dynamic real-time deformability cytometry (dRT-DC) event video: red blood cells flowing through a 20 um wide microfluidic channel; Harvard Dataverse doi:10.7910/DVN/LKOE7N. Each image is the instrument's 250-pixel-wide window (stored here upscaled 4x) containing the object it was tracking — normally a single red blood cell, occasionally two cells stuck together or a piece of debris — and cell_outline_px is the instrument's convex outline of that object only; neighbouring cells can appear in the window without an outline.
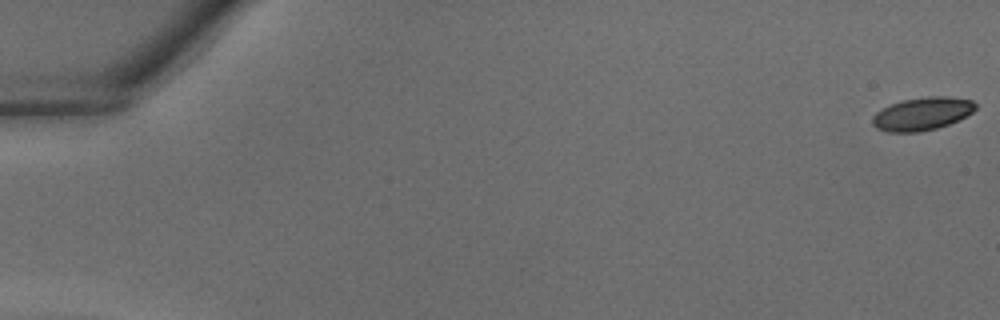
{"species": "common noctule bat (a hibernating species)", "species_latin": "Nyctalus noctula", "temperature_condition": "warm", "stored_images_in_passage": 19, "camera_frame_rate_fps": 3000, "um_per_image_px": 0.085, "animal": {"sex": "male", "body_mass_g": 18.8}, "frame": {"image": 1, "passage_image": 1, "time_ms": 0.0, "image_size_px": [1000, 320], "cell_outline_px": [[976, 108], [972, 112], [948, 124], [936, 128], [920, 132], [888, 132], [876, 128], [872, 124], [872, 116], [876, 112], [900, 100], [928, 96], [948, 96], [972, 100], [976, 104]], "centroid_in_image_um": [78.36, 9.66], "position_along_channel_um": 6.6, "area_um2": 19.71}}
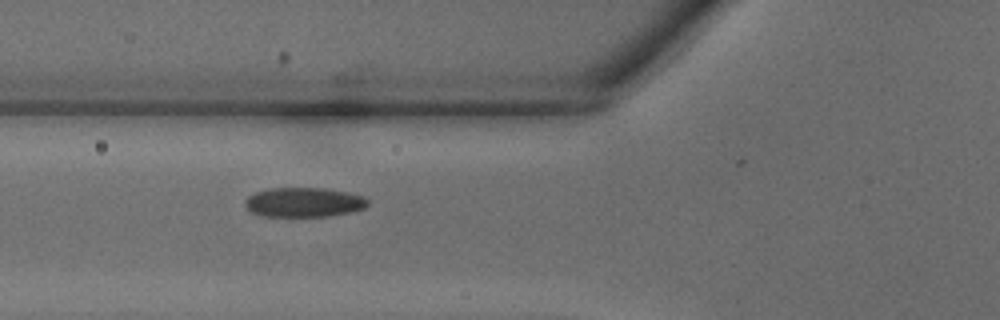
{"frame": {"image": 2, "passage_image": 16, "time_ms": 5.0, "image_size_px": [1000, 320], "cell_outline_px": [[368, 204], [364, 208], [352, 212], [328, 216], [260, 216], [252, 212], [244, 204], [244, 200], [248, 196], [256, 192], [272, 188], [324, 188], [364, 196], [368, 200]], "centroid_in_image_um": [25.82, 17.2], "position_along_channel_um": 100.0, "area_um2": 21.04}}
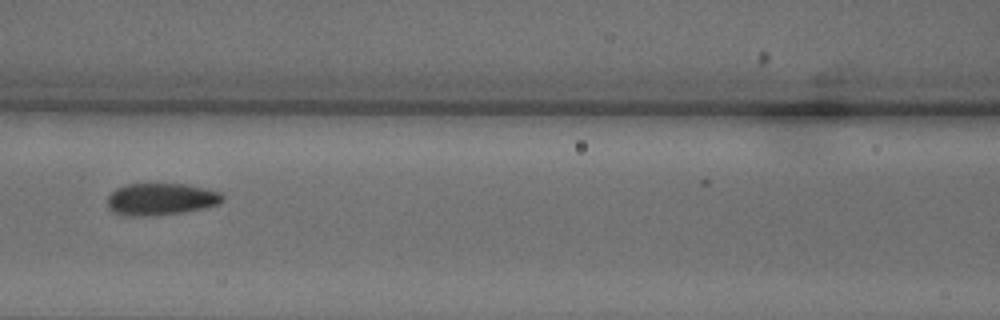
{"frame": {"image": 3, "passage_image": 19, "time_ms": 6.0, "image_size_px": [1000, 320], "cell_outline_px": [[224, 200], [220, 204], [180, 212], [140, 216], [128, 216], [112, 212], [108, 208], [108, 196], [116, 188], [128, 184], [184, 184], [204, 188], [220, 192], [224, 196]], "centroid_in_image_um": [13.66, 16.92], "position_along_channel_um": 152.9, "area_um2": 21.21}}